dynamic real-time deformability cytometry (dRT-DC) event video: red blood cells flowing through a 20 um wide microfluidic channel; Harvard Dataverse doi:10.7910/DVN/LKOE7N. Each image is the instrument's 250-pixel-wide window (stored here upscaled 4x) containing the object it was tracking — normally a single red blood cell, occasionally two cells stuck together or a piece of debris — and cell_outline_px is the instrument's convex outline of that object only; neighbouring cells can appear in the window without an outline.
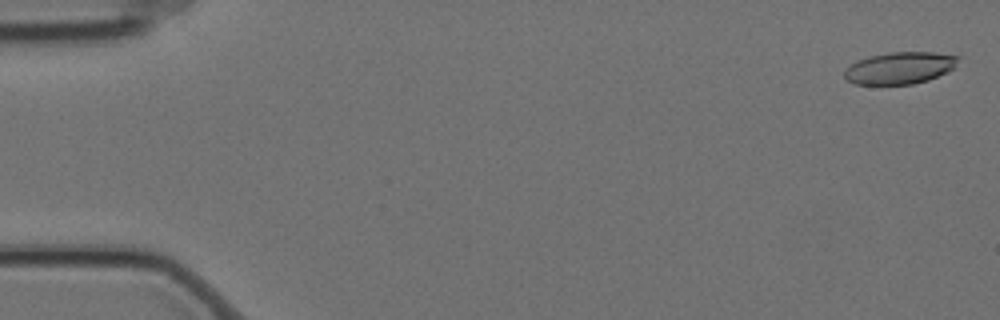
{"species": "Egyptian fruit bat (a non-hibernating species)", "species_latin": "Rousettus aegyptiacus", "temperature_condition": "cold", "stored_images_in_passage": 9, "camera_frame_rate_fps": 3000, "um_per_image_px": 0.085, "animal": {"sex": "female"}, "frame": {"image": 1, "passage_image": 1, "time_ms": 0.0, "image_size_px": [1000, 320], "cell_outline_px": [[960, 56], [952, 68], [948, 72], [928, 80], [912, 84], [856, 84], [848, 80], [844, 76], [844, 68], [856, 60], [868, 56], [888, 52], [932, 52]], "centroid_in_image_um": [76.44, 5.77], "position_along_channel_um": 8.6, "area_um2": 21.21}}
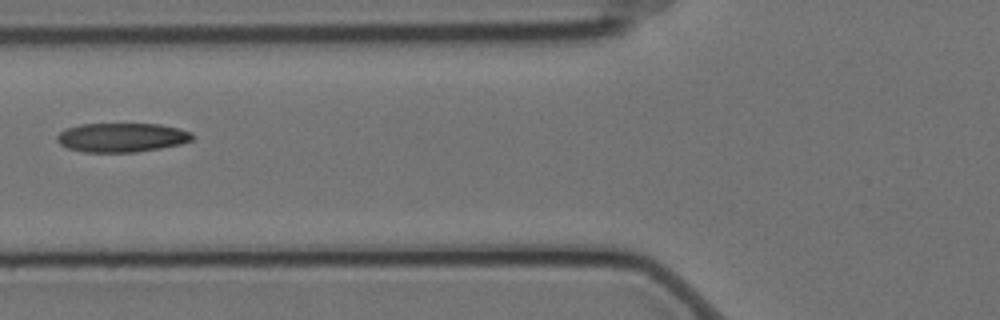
{"frame": {"image": 2, "passage_image": 6, "time_ms": 1.667, "image_size_px": [1000, 320], "cell_outline_px": [[196, 136], [192, 140], [180, 144], [160, 148], [136, 152], [84, 152], [68, 148], [60, 144], [56, 140], [56, 136], [64, 128], [80, 124], [160, 124], [180, 128], [192, 132]], "centroid_in_image_um": [10.36, 11.68], "position_along_channel_um": 115.4, "area_um2": 23.18}}
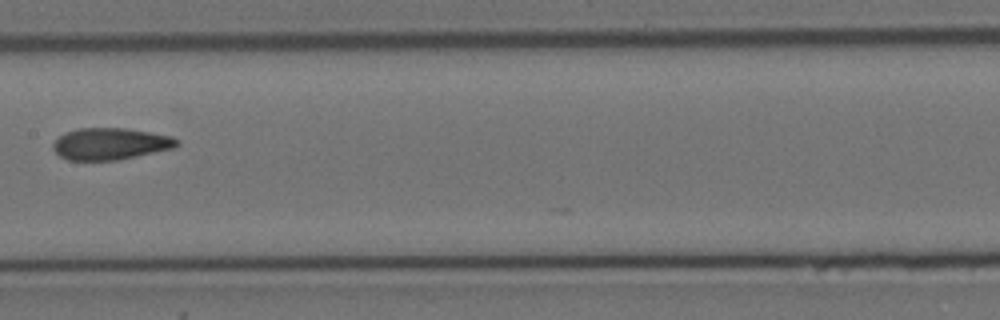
{"frame": {"image": 3, "passage_image": 8, "time_ms": 2.333, "image_size_px": [1000, 320], "cell_outline_px": [[180, 144], [176, 148], [116, 160], [68, 160], [60, 156], [52, 148], [52, 144], [60, 136], [68, 132], [80, 128], [124, 128], [172, 136], [180, 140]], "centroid_in_image_um": [9.42, 12.23], "position_along_channel_um": 198.0, "area_um2": 22.83}}